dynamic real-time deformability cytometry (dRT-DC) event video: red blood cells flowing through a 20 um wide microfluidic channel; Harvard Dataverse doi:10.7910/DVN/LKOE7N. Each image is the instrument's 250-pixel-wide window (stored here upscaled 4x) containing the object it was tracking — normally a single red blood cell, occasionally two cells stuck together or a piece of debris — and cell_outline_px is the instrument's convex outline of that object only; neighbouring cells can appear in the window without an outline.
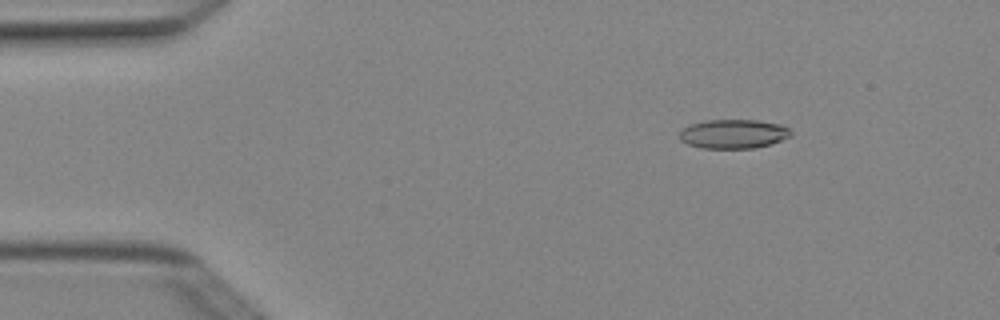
{"species": "Egyptian fruit bat (a non-hibernating species)", "species_latin": "Rousettus aegyptiacus", "temperature_condition": "cold", "stored_images_in_passage": 4, "camera_frame_rate_fps": 3000, "um_per_image_px": 0.085, "animal": {"sex": "female"}, "frame": {"image": 1, "passage_image": 2, "time_ms": 0.333, "image_size_px": [1000, 320], "cell_outline_px": [[792, 136], [772, 144], [756, 148], [700, 148], [688, 144], [680, 140], [680, 132], [688, 124], [704, 120], [756, 120], [780, 124], [788, 128], [792, 132]], "centroid_in_image_um": [62.35, 11.38], "position_along_channel_um": 22.6, "area_um2": 19.07}}